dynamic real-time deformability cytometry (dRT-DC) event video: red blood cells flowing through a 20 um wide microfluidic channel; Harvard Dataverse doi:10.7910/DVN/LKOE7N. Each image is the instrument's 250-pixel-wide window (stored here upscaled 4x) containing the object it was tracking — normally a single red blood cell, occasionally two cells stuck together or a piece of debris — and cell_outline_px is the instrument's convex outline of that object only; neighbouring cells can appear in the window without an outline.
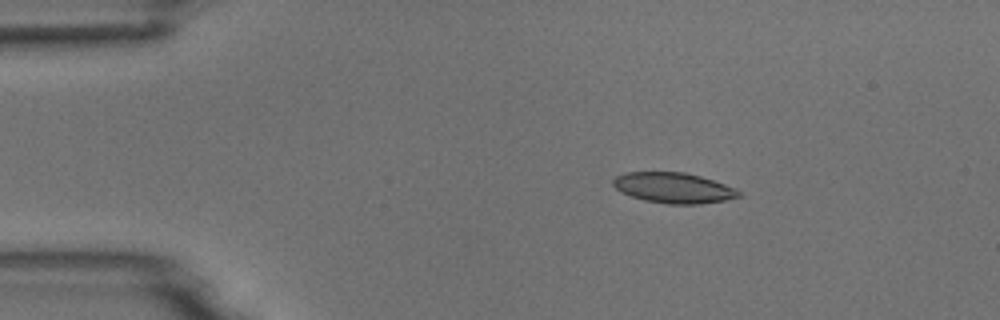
{"species": "common noctule bat (a hibernating species)", "species_latin": "Nyctalus noctula", "temperature_condition": "room temperature", "stored_images_in_passage": 4, "camera_frame_rate_fps": 3000, "um_per_image_px": 0.085, "animal": {"sex": "male", "body_mass_g": 18.8}, "frame": {"image": 1, "passage_image": 2, "time_ms": 2.0, "image_size_px": [1000, 320], "cell_outline_px": [[740, 196], [724, 200], [700, 204], [668, 204], [644, 200], [620, 192], [612, 184], [612, 180], [616, 176], [624, 172], [684, 172], [700, 176], [736, 188], [740, 192]], "centroid_in_image_um": [57.22, 15.96], "position_along_channel_um": 27.8, "area_um2": 22.25}}
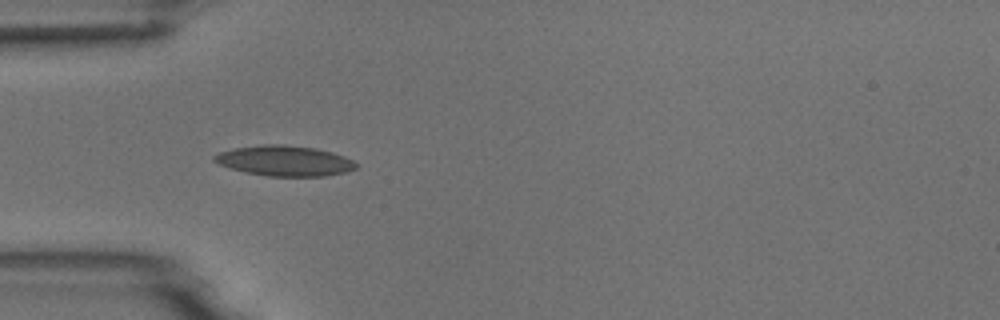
{"frame": {"image": 2, "passage_image": 4, "time_ms": 4.333, "image_size_px": [1000, 320], "cell_outline_px": [[360, 164], [356, 168], [348, 172], [324, 176], [268, 176], [244, 172], [220, 164], [212, 160], [212, 156], [220, 152], [236, 148], [260, 144], [280, 144], [316, 148], [332, 152], [344, 156]], "centroid_in_image_um": [24.22, 13.67], "position_along_channel_um": 60.8, "area_um2": 25.14}}